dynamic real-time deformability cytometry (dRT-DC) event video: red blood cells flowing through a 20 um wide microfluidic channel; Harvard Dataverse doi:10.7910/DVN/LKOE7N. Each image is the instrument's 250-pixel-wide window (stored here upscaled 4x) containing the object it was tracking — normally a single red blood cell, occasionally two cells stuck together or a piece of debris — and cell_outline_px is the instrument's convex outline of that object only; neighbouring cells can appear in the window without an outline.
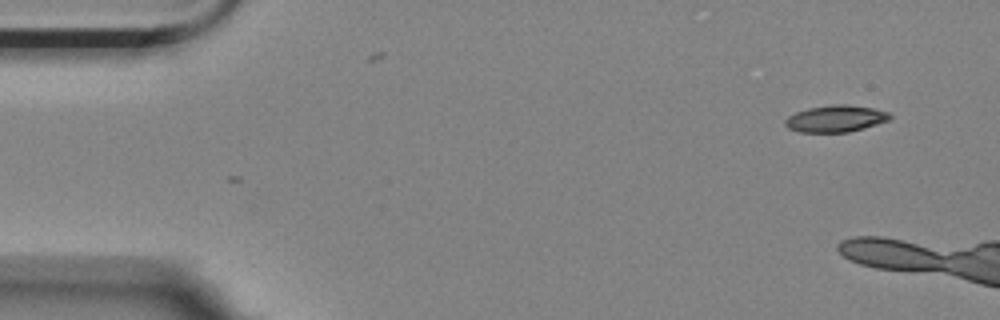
{"species": "Egyptian fruit bat (a non-hibernating species)", "species_latin": "Rousettus aegyptiacus", "temperature_condition": "room temperature", "stored_images_in_passage": 3, "camera_frame_rate_fps": 3000, "um_per_image_px": 0.085, "animal": {"sex": "female"}, "frame": {"image": 1, "passage_image": 3, "time_ms": 0.667, "image_size_px": [1000, 320], "cell_outline_px": [[892, 116], [888, 120], [864, 128], [848, 132], [800, 132], [788, 128], [784, 124], [784, 120], [788, 116], [796, 112], [808, 108], [832, 104], [848, 104], [872, 108], [888, 112]], "centroid_in_image_um": [71.0, 10.08], "position_along_channel_um": 14.0, "area_um2": 16.3}}